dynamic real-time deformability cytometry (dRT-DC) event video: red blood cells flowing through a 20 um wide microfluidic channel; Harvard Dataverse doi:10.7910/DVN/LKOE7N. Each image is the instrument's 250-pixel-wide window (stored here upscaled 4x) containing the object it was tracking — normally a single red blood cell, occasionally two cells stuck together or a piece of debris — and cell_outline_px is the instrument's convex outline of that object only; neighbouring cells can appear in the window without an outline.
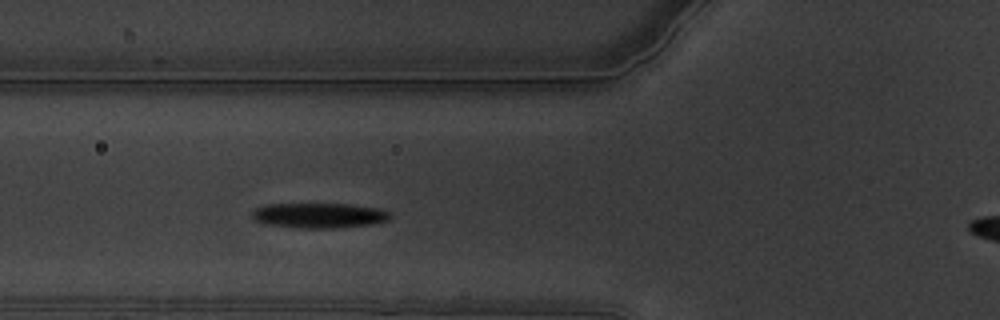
{"species": "common noctule bat (a hibernating species)", "species_latin": "Nyctalus noctula", "temperature_condition": "warm", "stored_images_in_passage": 45, "camera_frame_rate_fps": 3000, "um_per_image_px": 0.085, "animal": {"sex": "male", "body_mass_g": 19.5, "forearm_length_mm": 54.6}, "frame": {"image": 1, "passage_image": 6, "time_ms": 1.667, "image_size_px": [1000, 320], "cell_outline_px": [[392, 216], [388, 220], [372, 224], [336, 228], [296, 228], [264, 224], [252, 220], [252, 212], [256, 208], [264, 204], [348, 204], [380, 208], [392, 212]], "centroid_in_image_um": [27.12, 18.31], "position_along_channel_um": 98.7, "area_um2": 20.52}}
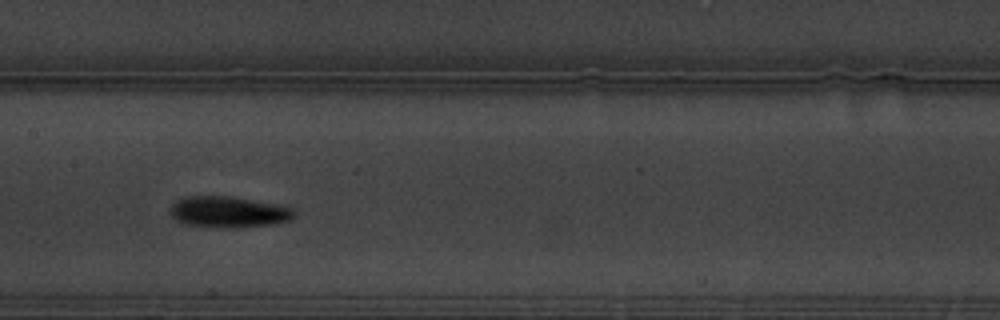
{"frame": {"image": 2, "passage_image": 14, "time_ms": 4.333, "image_size_px": [1000, 320], "cell_outline_px": [[292, 220], [276, 224], [236, 228], [216, 228], [184, 224], [176, 220], [168, 212], [172, 204], [176, 200], [184, 196], [228, 196], [276, 204], [292, 208]], "centroid_in_image_um": [19.36, 18.03], "position_along_channel_um": 188.0, "area_um2": 22.72}}
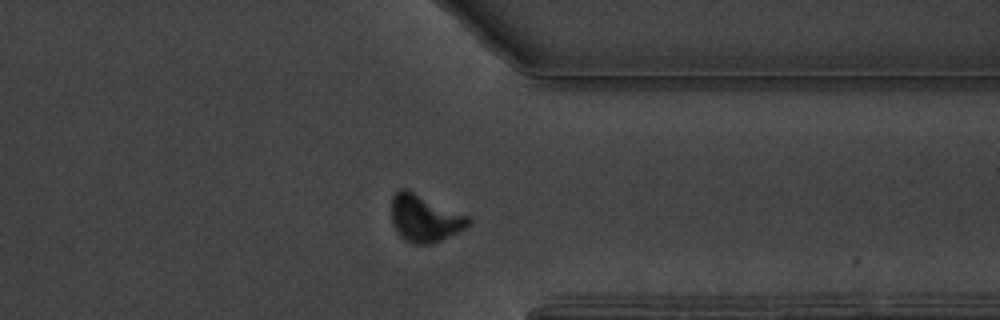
{"frame": {"image": 3, "passage_image": 31, "time_ms": 10.0, "image_size_px": [1000, 320], "cell_outline_px": [[472, 220], [468, 228], [432, 244], [412, 244], [404, 240], [400, 236], [392, 224], [392, 196], [400, 188], [408, 188], [472, 216]], "centroid_in_image_um": [36.15, 18.54], "position_along_channel_um": 375.2, "area_um2": 21.91}, "authors_computed_cell_mechanics": {"area_um2": 19.941, "velocity_mm_per_s": 3.3472, "shape_relaxation_time_tau1_ms": 2.638, "shape_relaxation_time_tau2_ms": null, "deformation_change_tau1": 0.1321, "deformation_change_tau2": null}}